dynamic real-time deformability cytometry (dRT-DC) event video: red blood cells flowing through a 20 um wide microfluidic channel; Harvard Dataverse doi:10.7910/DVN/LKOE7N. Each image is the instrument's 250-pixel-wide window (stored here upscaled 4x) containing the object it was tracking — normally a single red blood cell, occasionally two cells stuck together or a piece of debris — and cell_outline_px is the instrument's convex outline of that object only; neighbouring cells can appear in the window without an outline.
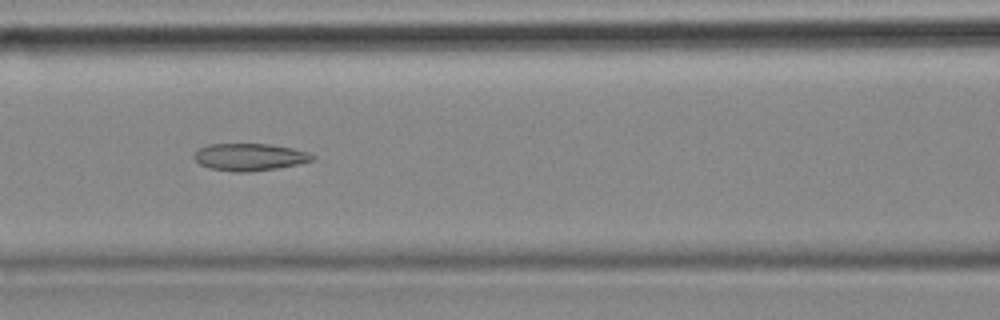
{"species": "common noctule bat (a hibernating species)", "species_latin": "Nyctalus noctula", "temperature_condition": "cold", "stored_images_in_passage": 7, "camera_frame_rate_fps": 3000, "um_per_image_px": 0.085, "animal": {"sex": "female", "body_mass_g": 18.4}, "frame": {"image": 1, "passage_image": 4, "time_ms": 1.0, "image_size_px": [1000, 320], "cell_outline_px": [[316, 160], [276, 168], [248, 172], [232, 172], [208, 168], [200, 164], [192, 156], [200, 148], [208, 144], [268, 144], [292, 148], [308, 152], [316, 156]], "centroid_in_image_um": [21.22, 13.35], "position_along_channel_um": 145.4, "area_um2": 18.79}}
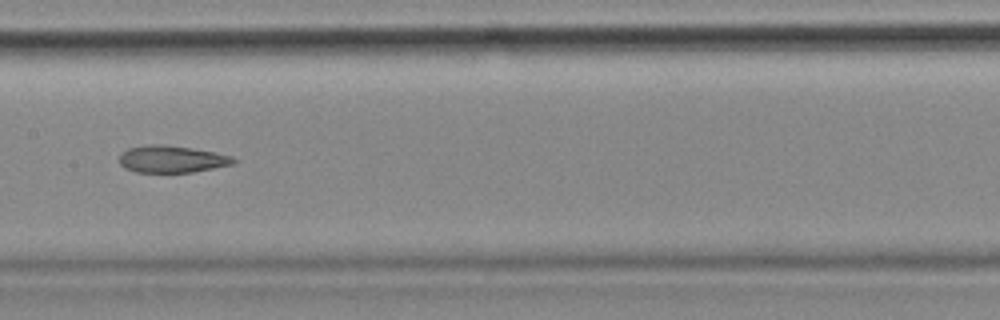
{"frame": {"image": 2, "passage_image": 5, "time_ms": 1.333, "image_size_px": [1000, 320], "cell_outline_px": [[236, 160], [232, 164], [192, 172], [136, 172], [124, 168], [120, 164], [120, 152], [128, 148], [148, 144], [160, 144], [192, 148], [216, 152], [232, 156]], "centroid_in_image_um": [14.56, 13.52], "position_along_channel_um": 192.8, "area_um2": 17.98}}